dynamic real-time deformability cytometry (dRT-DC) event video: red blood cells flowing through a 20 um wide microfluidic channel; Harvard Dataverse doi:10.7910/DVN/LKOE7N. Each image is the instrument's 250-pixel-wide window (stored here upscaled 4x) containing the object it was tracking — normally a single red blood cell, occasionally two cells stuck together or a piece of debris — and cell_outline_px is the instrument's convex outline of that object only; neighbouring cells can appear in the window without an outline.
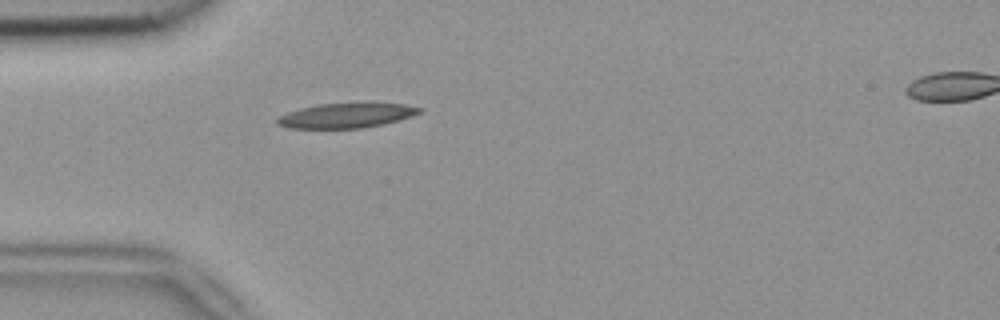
{"species": "common noctule bat (a hibernating species)", "species_latin": "Nyctalus noctula", "temperature_condition": "room temperature", "stored_images_in_passage": 2, "segment_of_instrument_passage": [1, 2], "camera_frame_rate_fps": 3000, "um_per_image_px": 0.085, "animal": {"sex": "female", "body_mass_g": 18.4}, "frame": {"image": 1, "passage_image": 1, "time_ms": 0.0, "image_size_px": [1000, 320], "cell_outline_px": [[424, 112], [412, 116], [384, 124], [360, 128], [288, 128], [276, 124], [276, 120], [280, 116], [288, 112], [300, 108], [320, 104], [360, 100], [376, 100], [404, 104], [424, 108]], "centroid_in_image_um": [29.55, 9.76], "position_along_channel_um": 55.4, "area_um2": 21.68}}